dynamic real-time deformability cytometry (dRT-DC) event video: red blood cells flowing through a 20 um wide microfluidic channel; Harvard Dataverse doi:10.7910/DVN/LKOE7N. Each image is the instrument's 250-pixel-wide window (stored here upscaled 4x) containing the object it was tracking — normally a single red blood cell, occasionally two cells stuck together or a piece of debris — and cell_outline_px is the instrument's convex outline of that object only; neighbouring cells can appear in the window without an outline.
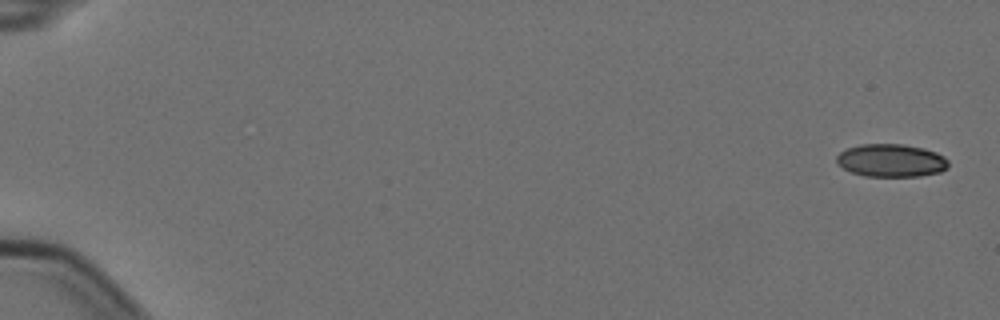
{"species": "Egyptian fruit bat (a non-hibernating species)", "species_latin": "Rousettus aegyptiacus", "temperature_condition": "cold", "stored_images_in_passage": 6, "camera_frame_rate_fps": 3000, "um_per_image_px": 0.085, "animal": {"sex": "female"}, "frame": {"image": 1, "passage_image": 1, "time_ms": 0.0, "image_size_px": [1000, 320], "cell_outline_px": [[948, 168], [940, 172], [920, 176], [864, 176], [852, 172], [836, 164], [836, 156], [840, 152], [848, 148], [860, 144], [904, 144], [924, 148], [936, 152], [944, 156], [948, 160]], "centroid_in_image_um": [75.76, 13.64], "position_along_channel_um": 9.2, "area_um2": 21.56}}
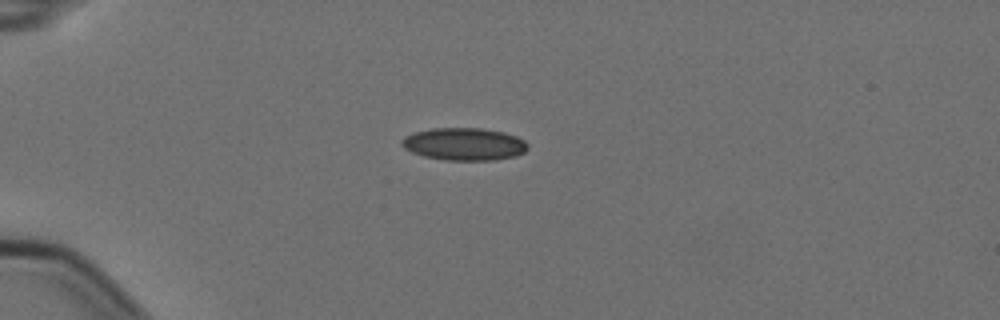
{"frame": {"image": 2, "passage_image": 5, "time_ms": 1.333, "image_size_px": [1000, 320], "cell_outline_px": [[528, 148], [524, 152], [516, 156], [492, 160], [444, 160], [424, 156], [412, 152], [404, 148], [400, 144], [400, 140], [404, 136], [416, 132], [432, 128], [480, 128], [504, 132], [516, 136], [524, 140], [528, 144]], "centroid_in_image_um": [39.45, 12.24], "position_along_channel_um": 45.6, "area_um2": 23.93}}